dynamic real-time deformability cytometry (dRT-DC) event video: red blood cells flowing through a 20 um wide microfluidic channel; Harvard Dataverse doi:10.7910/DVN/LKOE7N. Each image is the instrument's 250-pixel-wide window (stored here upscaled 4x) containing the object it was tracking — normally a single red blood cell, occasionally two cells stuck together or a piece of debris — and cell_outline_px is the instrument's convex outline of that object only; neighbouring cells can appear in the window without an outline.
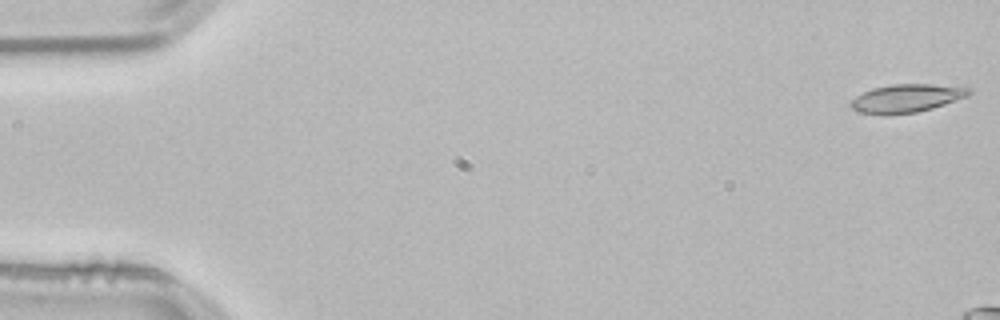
{"species": "common noctule bat (a hibernating species)", "species_latin": "Nyctalus noctula", "temperature_condition": "room temperature", "stored_images_in_passage": 12, "camera_frame_rate_fps": 3000, "um_per_image_px": 0.085, "animal": {"sex": "male", "body_mass_g": 21.5, "forearm_length_mm": 52.0}, "frame": {"image": 1, "passage_image": 1, "time_ms": 0.0, "image_size_px": [1000, 320], "cell_outline_px": [[972, 92], [968, 96], [932, 108], [916, 112], [860, 112], [852, 108], [848, 104], [856, 96], [872, 88], [892, 84], [932, 84], [968, 88]], "centroid_in_image_um": [77.08, 8.31], "position_along_channel_um": 7.9, "area_um2": 18.61}}